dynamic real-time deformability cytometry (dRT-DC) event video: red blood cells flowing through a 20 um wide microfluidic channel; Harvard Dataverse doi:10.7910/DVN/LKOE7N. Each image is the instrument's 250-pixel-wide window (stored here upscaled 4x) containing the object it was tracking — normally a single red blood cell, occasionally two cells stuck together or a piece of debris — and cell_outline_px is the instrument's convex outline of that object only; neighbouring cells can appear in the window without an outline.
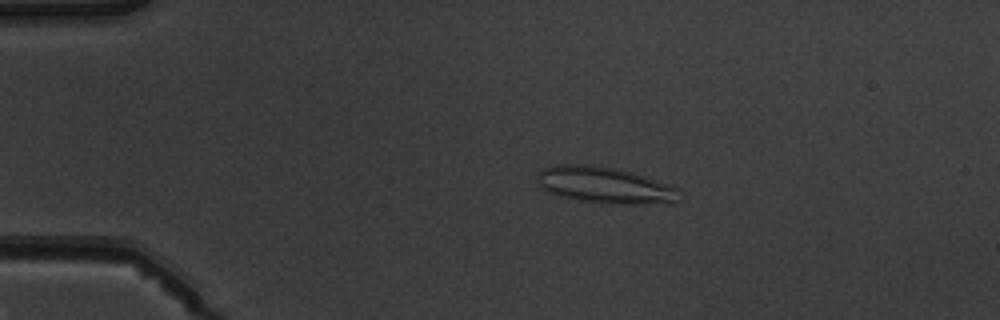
{"species": "common noctule bat (a hibernating species)", "species_latin": "Nyctalus noctula", "temperature_condition": "warm", "stored_images_in_passage": 4, "camera_frame_rate_fps": 3000, "um_per_image_px": 0.085, "animal": {"sex": "male", "body_mass_g": 19.5, "forearm_length_mm": 54.6}, "frame": {"image": 1, "passage_image": 2, "time_ms": 1.333, "image_size_px": [1000, 320], "cell_outline_px": [[680, 200], [676, 204], [612, 204], [580, 200], [560, 196], [544, 192], [536, 180], [536, 176], [544, 168], [556, 164], [588, 164], [620, 168], [680, 188]], "centroid_in_image_um": [51.45, 15.74], "position_along_channel_um": 33.5, "area_um2": 30.87}}
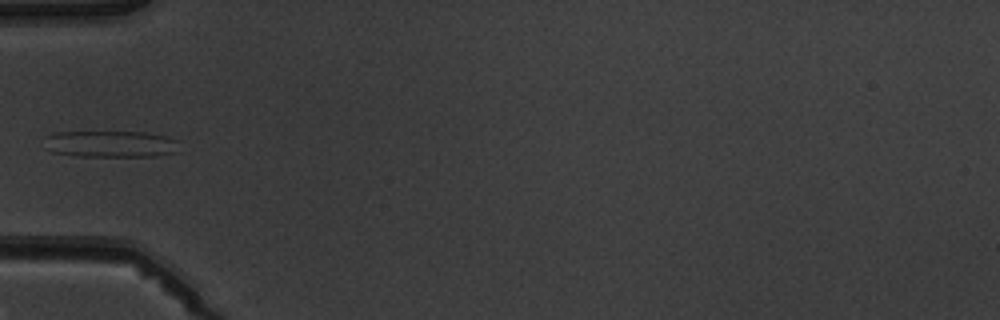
{"frame": {"image": 2, "passage_image": 4, "time_ms": 3.667, "image_size_px": [1000, 320], "cell_outline_px": [[176, 152], [156, 156], [80, 156], [52, 152], [48, 148], [44, 136], [56, 132], [144, 132], [164, 136], [176, 140]], "centroid_in_image_um": [9.37, 12.23], "position_along_channel_um": 75.6, "area_um2": 20.63}}